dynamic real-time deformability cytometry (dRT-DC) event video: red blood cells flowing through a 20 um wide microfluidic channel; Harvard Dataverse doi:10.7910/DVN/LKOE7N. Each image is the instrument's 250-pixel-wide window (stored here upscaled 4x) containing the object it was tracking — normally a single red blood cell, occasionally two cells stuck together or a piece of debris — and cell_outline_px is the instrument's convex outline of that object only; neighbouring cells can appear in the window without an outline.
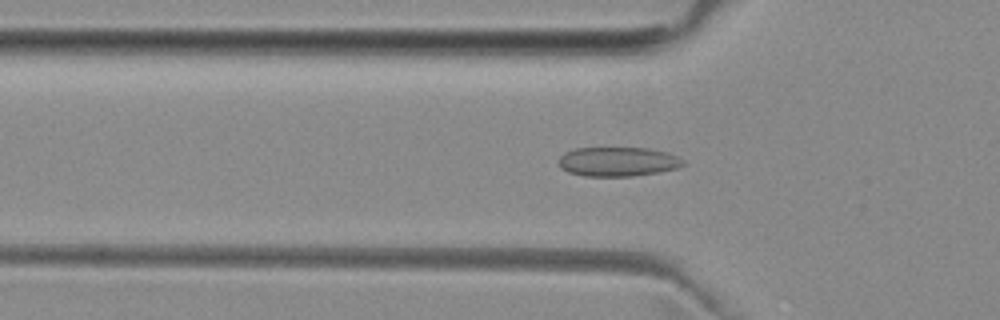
{"species": "common noctule bat (a hibernating species)", "species_latin": "Nyctalus noctula", "temperature_condition": "room temperature", "stored_images_in_passage": 52, "camera_frame_rate_fps": 3000, "um_per_image_px": 0.085, "animal": {"sex": "female", "body_mass_g": 29.2, "forearm_length_mm": 56.3}, "frame": {"image": 1, "passage_image": 17, "time_ms": 5.333, "image_size_px": [1000, 320], "cell_outline_px": [[684, 164], [676, 168], [660, 172], [632, 176], [584, 176], [568, 172], [560, 168], [560, 156], [564, 152], [576, 148], [648, 148], [668, 152], [684, 160]], "centroid_in_image_um": [52.51, 13.74], "position_along_channel_um": 73.3, "area_um2": 21.27}}
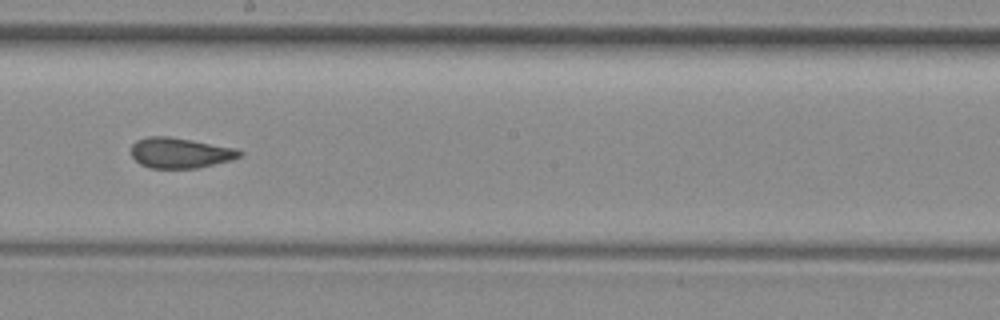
{"frame": {"image": 2, "passage_image": 29, "time_ms": 9.333, "image_size_px": [1000, 320], "cell_outline_px": [[244, 152], [240, 156], [232, 160], [196, 168], [148, 168], [140, 164], [132, 156], [132, 144], [136, 140], [148, 136], [168, 136], [192, 140], [236, 148]], "centroid_in_image_um": [15.31, 12.99], "position_along_channel_um": 232.9, "area_um2": 19.25}}
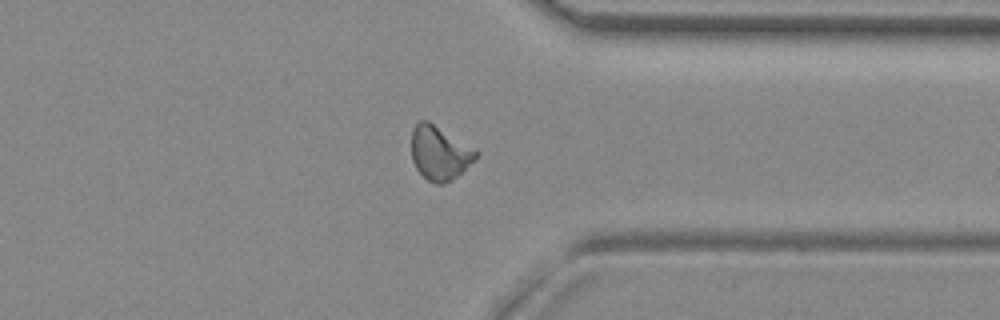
{"frame": {"image": 3, "passage_image": 40, "time_ms": 13.0, "image_size_px": [1000, 320], "cell_outline_px": [[480, 152], [452, 180], [444, 184], [436, 184], [428, 180], [416, 168], [412, 160], [412, 128], [420, 120], [428, 120], [476, 148]], "centroid_in_image_um": [37.35, 12.97], "position_along_channel_um": 374.0, "area_um2": 20.17}, "authors_computed_cell_mechanics": {"area_um2": 20.1144, "velocity_mm_per_s": 3.9835, "shape_relaxation_time_tau1_ms": null, "shape_relaxation_time_tau2_ms": 1.1111, "deformation_change_tau1": null, "deformation_change_tau2": 0.068}}